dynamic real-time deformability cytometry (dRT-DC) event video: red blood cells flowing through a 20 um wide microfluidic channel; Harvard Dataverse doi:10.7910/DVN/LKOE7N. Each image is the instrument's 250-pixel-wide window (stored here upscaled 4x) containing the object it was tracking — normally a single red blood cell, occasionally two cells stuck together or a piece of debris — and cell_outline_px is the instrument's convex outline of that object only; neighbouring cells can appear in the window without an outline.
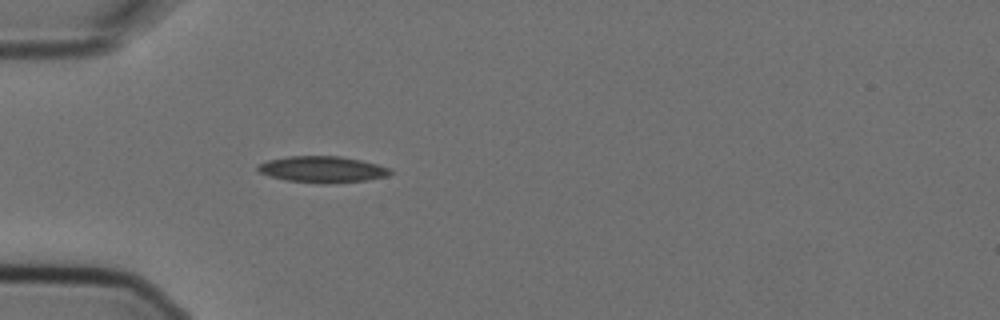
{"species": "Egyptian fruit bat (a non-hibernating species)", "species_latin": "Rousettus aegyptiacus", "temperature_condition": "cold", "stored_images_in_passage": 4, "camera_frame_rate_fps": 3000, "um_per_image_px": 0.085, "animal": {"sex": "female"}, "frame": {"image": 1, "passage_image": 4, "time_ms": 1.0, "image_size_px": [1000, 320], "cell_outline_px": [[392, 172], [388, 176], [368, 180], [324, 184], [284, 180], [268, 176], [260, 172], [256, 168], [260, 164], [268, 160], [288, 156], [340, 156], [360, 160], [392, 168]], "centroid_in_image_um": [27.42, 14.4], "position_along_channel_um": 57.6, "area_um2": 20.4}}